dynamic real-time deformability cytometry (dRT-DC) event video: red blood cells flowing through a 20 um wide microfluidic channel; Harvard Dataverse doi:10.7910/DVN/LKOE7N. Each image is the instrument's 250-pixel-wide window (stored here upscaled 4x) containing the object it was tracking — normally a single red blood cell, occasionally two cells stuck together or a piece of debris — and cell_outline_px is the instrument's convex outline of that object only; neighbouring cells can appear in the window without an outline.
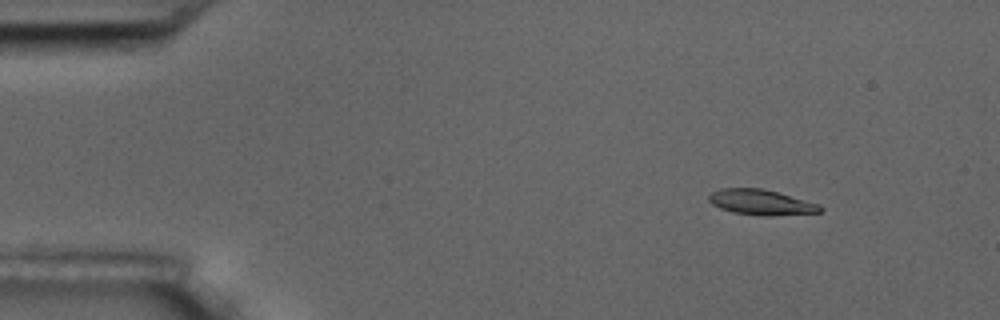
{"species": "common noctule bat (a hibernating species)", "species_latin": "Nyctalus noctula", "temperature_condition": "room temperature", "stored_images_in_passage": 50, "camera_frame_rate_fps": 3000, "um_per_image_px": 0.085, "animal": {"sex": "male", "body_mass_g": 17.5, "forearm_length_mm": 52.3}, "frame": {"image": 1, "passage_image": 1, "time_ms": 0.0, "image_size_px": [1000, 320], "cell_outline_px": [[824, 208], [820, 212], [772, 216], [760, 216], [732, 212], [720, 208], [712, 204], [708, 200], [708, 196], [712, 192], [720, 188], [764, 188], [820, 204]], "centroid_in_image_um": [64.7, 17.19], "position_along_channel_um": 20.3, "area_um2": 16.65}}
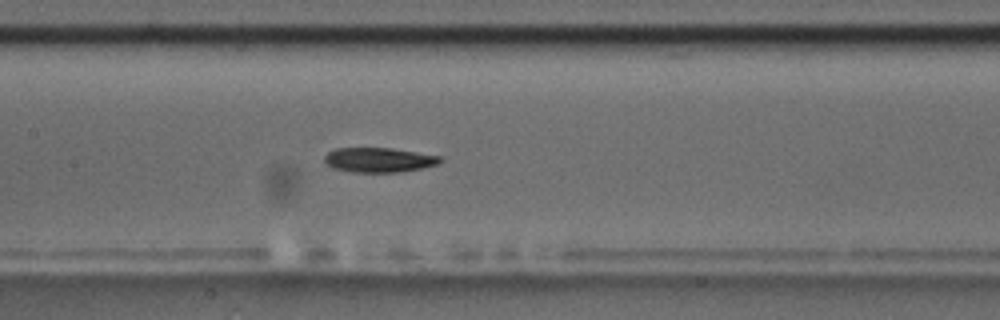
{"frame": {"image": 2, "passage_image": 21, "time_ms": 6.667, "image_size_px": [1000, 320], "cell_outline_px": [[444, 160], [436, 164], [424, 168], [400, 172], [352, 172], [332, 168], [324, 164], [324, 156], [328, 152], [336, 148], [392, 148], [444, 156]], "centroid_in_image_um": [32.22, 13.59], "position_along_channel_um": 175.2, "area_um2": 16.94}}
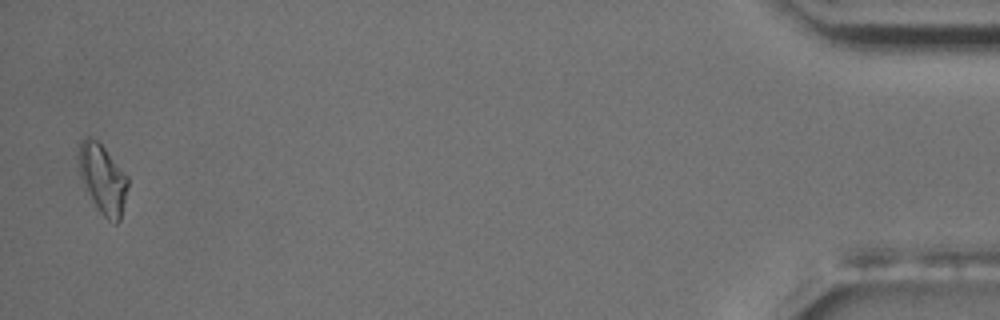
{"frame": {"image": 3, "passage_image": 49, "time_ms": 16.0, "image_size_px": [1000, 320], "cell_outline_px": [[128, 188], [120, 220], [116, 224], [108, 220], [100, 212], [84, 184], [80, 176], [80, 144], [88, 136], [96, 140], [104, 148], [128, 176]], "centroid_in_image_um": [8.78, 15.24], "position_along_channel_um": 426.4, "area_um2": 19.13}, "authors_computed_cell_mechanics": {"area_um2": 16.8487, "velocity_mm_per_s": 3.635, "shape_relaxation_time_tau1_ms": 4.0563, "shape_relaxation_time_tau2_ms": 9.1003, "deformation_change_tau1": 0.1639, "deformation_change_tau2": 0.1843}}